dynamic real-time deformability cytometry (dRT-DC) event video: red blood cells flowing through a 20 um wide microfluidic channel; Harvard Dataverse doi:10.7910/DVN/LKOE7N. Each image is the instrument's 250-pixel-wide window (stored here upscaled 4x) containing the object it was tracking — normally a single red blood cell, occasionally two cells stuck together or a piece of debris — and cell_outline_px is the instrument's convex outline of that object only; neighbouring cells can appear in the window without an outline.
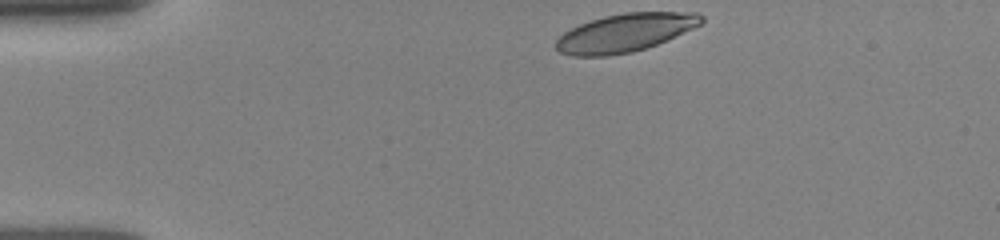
{"species": "human", "species_latin": "Homo sapiens", "temperature_condition": "room temperature", "stored_images_in_passage": 38, "camera_frame_rate_fps": 3000, "um_per_image_px": 0.085, "donor": {"sex": "female"}, "frame": {"image": 1, "passage_image": 1, "time_ms": 0.0, "image_size_px": [1000, 240], "cell_outline_px": [[704, 20], [700, 24], [692, 28], [656, 44], [632, 52], [608, 56], [572, 56], [560, 52], [556, 48], [556, 40], [564, 32], [580, 24], [604, 16], [624, 12], [696, 12], [704, 16]], "centroid_in_image_um": [53.11, 2.78], "position_along_channel_um": 31.9, "area_um2": 32.02}}
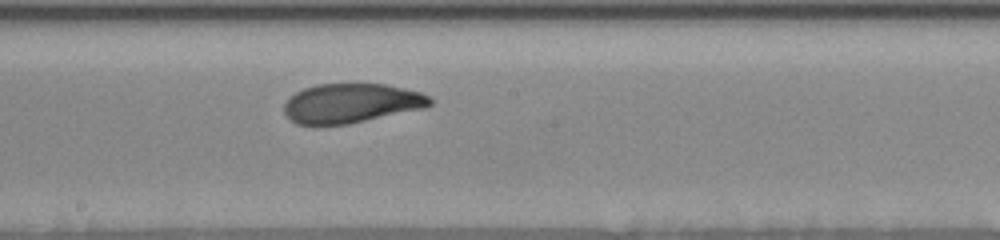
{"frame": {"image": 2, "passage_image": 20, "time_ms": 6.333, "image_size_px": [1000, 240], "cell_outline_px": [[432, 104], [424, 108], [348, 124], [296, 124], [284, 112], [284, 104], [288, 96], [304, 88], [316, 84], [384, 84], [404, 88], [420, 92], [428, 96], [432, 100]], "centroid_in_image_um": [29.84, 8.76], "position_along_channel_um": 218.4, "area_um2": 33.29}}
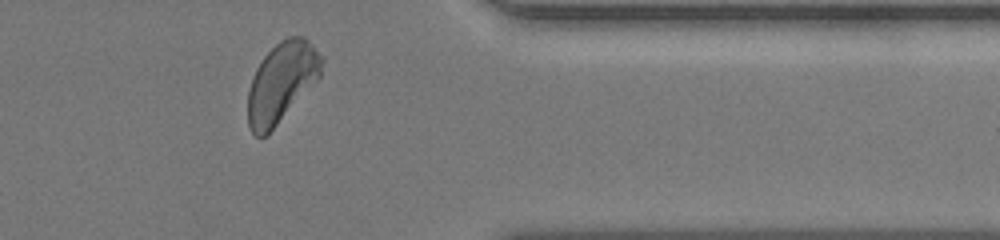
{"frame": {"image": 3, "passage_image": 34, "time_ms": 11.0, "image_size_px": [1000, 240], "cell_outline_px": [[324, 60], [320, 76], [276, 124], [264, 136], [256, 136], [248, 128], [248, 92], [256, 68], [264, 56], [280, 40], [288, 36], [304, 36], [324, 56]], "centroid_in_image_um": [23.95, 6.94], "position_along_channel_um": 387.5, "area_um2": 33.76}, "authors_computed_cell_mechanics": {"area_um2": 33.9286, "velocity_mm_per_s": 3.8724, "shape_relaxation_time_tau1_ms": 3.5787, "shape_relaxation_time_tau2_ms": 1.1468, "deformation_change_tau1": 0.1621, "deformation_change_tau2": 0.0635}}